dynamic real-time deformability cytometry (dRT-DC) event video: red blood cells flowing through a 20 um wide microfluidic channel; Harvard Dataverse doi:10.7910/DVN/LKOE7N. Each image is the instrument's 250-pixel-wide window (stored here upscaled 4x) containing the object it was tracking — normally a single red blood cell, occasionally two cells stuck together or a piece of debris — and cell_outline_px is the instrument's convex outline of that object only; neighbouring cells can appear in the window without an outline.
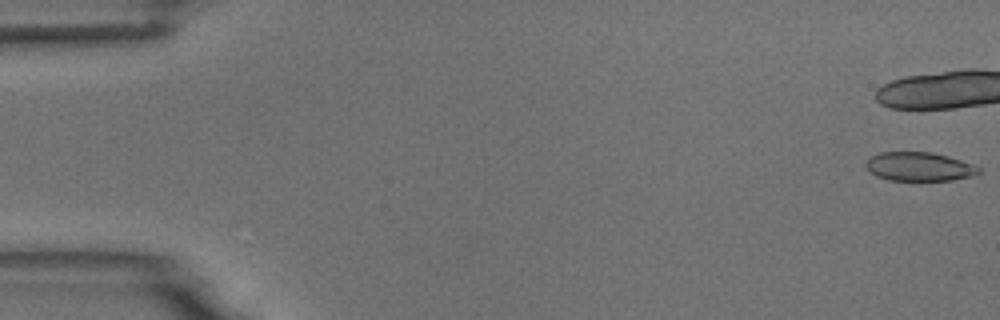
{"species": "common noctule bat (a hibernating species)", "species_latin": "Nyctalus noctula", "temperature_condition": "room temperature", "stored_images_in_passage": 6, "camera_frame_rate_fps": 3000, "um_per_image_px": 0.085, "animal": {"sex": "male", "body_mass_g": 18.8}, "frame": {"image": 1, "passage_image": 1, "time_ms": 0.0, "image_size_px": [1000, 320], "cell_outline_px": [[980, 172], [972, 176], [952, 180], [888, 180], [876, 176], [864, 164], [872, 156], [880, 152], [932, 152], [948, 156], [972, 164], [980, 168]], "centroid_in_image_um": [78.14, 14.16], "position_along_channel_um": 6.9, "area_um2": 18.79}}